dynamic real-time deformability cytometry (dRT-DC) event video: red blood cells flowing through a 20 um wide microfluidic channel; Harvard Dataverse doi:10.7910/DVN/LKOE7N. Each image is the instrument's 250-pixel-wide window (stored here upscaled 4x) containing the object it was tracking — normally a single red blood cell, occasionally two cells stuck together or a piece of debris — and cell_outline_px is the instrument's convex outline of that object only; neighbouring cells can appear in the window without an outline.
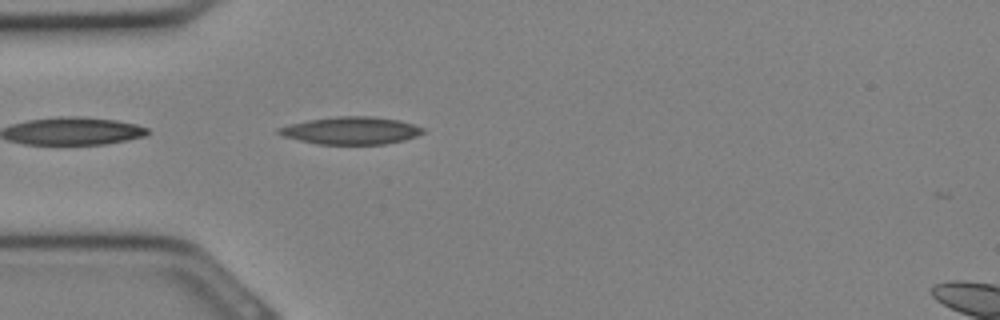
{"species": "Egyptian fruit bat (a non-hibernating species)", "species_latin": "Rousettus aegyptiacus", "temperature_condition": "cold", "stored_images_in_passage": 21, "camera_frame_rate_fps": 3000, "um_per_image_px": 0.085, "animal": {"sex": "female"}, "frame": {"image": 1, "passage_image": 9, "time_ms": 2.667, "image_size_px": [1000, 320], "cell_outline_px": [[424, 132], [416, 136], [404, 140], [384, 144], [320, 144], [300, 140], [284, 136], [276, 132], [276, 128], [288, 124], [308, 120], [336, 116], [376, 116], [400, 120], [424, 128]], "centroid_in_image_um": [29.84, 11.08], "position_along_channel_um": 55.2, "area_um2": 23.12}}
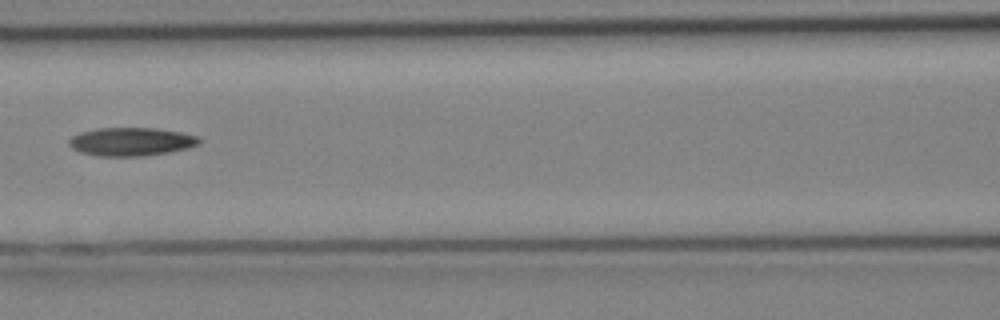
{"frame": {"image": 2, "passage_image": 14, "time_ms": 4.333, "image_size_px": [1000, 320], "cell_outline_px": [[200, 144], [188, 148], [168, 152], [140, 156], [96, 156], [80, 152], [72, 148], [68, 144], [68, 140], [72, 136], [80, 132], [100, 128], [156, 128], [180, 132], [200, 136]], "centroid_in_image_um": [11.15, 12.04], "position_along_channel_um": 155.5, "area_um2": 21.56}}
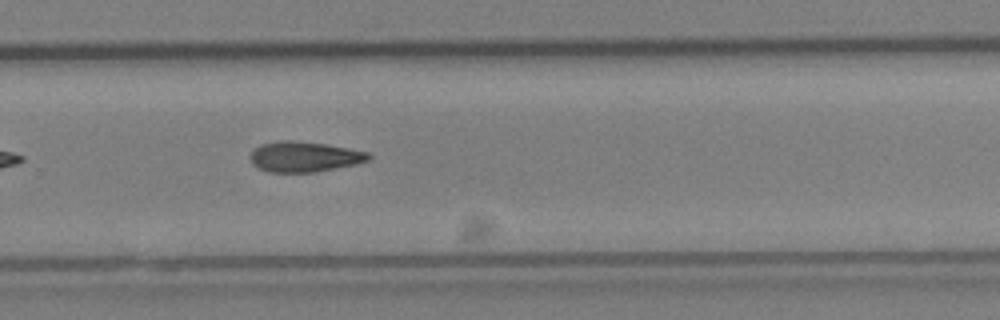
{"frame": {"image": 3, "passage_image": 21, "time_ms": 6.667, "image_size_px": [1000, 320], "cell_outline_px": [[372, 156], [368, 160], [356, 164], [312, 172], [268, 172], [252, 164], [248, 156], [260, 144], [280, 140], [292, 140], [324, 144], [348, 148], [368, 152]], "centroid_in_image_um": [25.83, 13.31], "position_along_channel_um": 304.0, "area_um2": 20.81}}